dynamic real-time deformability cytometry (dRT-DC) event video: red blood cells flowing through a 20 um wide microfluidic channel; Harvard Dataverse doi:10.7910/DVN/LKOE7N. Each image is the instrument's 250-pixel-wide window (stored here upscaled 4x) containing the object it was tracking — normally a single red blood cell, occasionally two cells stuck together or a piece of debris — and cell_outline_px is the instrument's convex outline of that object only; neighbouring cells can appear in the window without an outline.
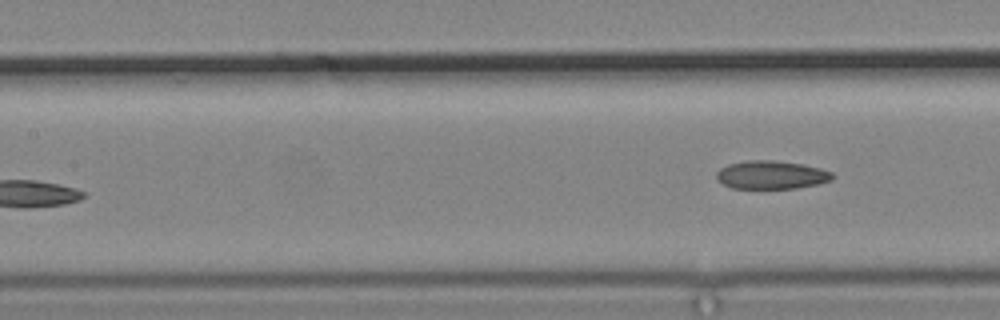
{"species": "common noctule bat (a hibernating species)", "species_latin": "Nyctalus noctula", "temperature_condition": "cold", "stored_images_in_passage": 9, "camera_frame_rate_fps": 3000, "um_per_image_px": 0.085, "animal": {"sex": "male", "body_mass_g": 19.2, "forearm_length_mm": 51.8}, "frame": {"image": 1, "passage_image": 9, "time_ms": 11.0, "image_size_px": [1000, 320], "cell_outline_px": [[836, 176], [832, 180], [820, 184], [796, 188], [732, 188], [716, 180], [716, 172], [720, 168], [728, 164], [744, 160], [772, 160], [800, 164], [820, 168], [832, 172]], "centroid_in_image_um": [65.57, 14.86], "position_along_channel_um": 141.8, "area_um2": 19.25}}